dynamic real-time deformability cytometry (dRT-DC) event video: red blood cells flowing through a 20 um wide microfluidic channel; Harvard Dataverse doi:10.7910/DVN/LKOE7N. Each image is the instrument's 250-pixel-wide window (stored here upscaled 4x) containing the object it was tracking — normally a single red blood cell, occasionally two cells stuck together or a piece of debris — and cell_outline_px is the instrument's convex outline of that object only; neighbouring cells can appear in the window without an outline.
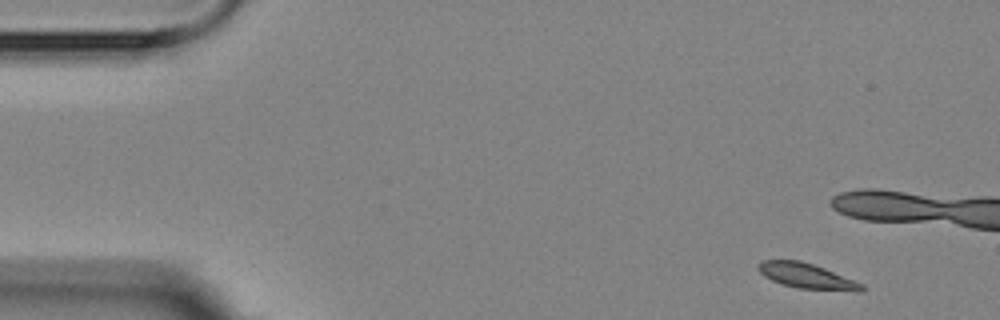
{"species": "Egyptian fruit bat (a non-hibernating species)", "species_latin": "Rousettus aegyptiacus", "temperature_condition": "room temperature", "stored_images_in_passage": 5, "camera_frame_rate_fps": 3000, "um_per_image_px": 0.085, "animal": {"sex": "female"}, "frame": {"image": 1, "passage_image": 1, "time_ms": 0.0, "image_size_px": [1000, 320], "cell_outline_px": [[868, 288], [860, 292], [856, 292], [800, 288], [784, 284], [772, 280], [764, 276], [756, 268], [756, 264], [760, 260], [800, 260], [824, 268], [864, 284]], "centroid_in_image_um": [68.61, 23.46], "position_along_channel_um": 16.4, "area_um2": 15.32}}